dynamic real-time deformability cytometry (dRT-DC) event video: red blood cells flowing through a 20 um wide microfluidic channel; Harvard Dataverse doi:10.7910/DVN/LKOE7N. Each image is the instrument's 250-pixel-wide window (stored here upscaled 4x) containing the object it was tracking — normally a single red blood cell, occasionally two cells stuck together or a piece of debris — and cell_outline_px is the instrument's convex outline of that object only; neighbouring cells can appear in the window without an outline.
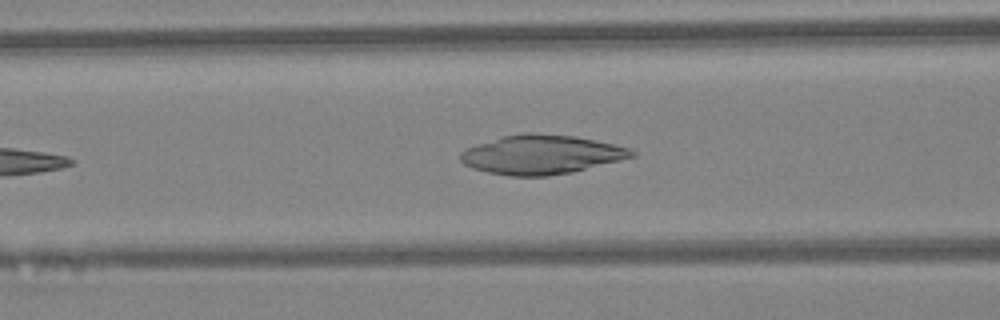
{"species": "Egyptian fruit bat (a non-hibernating species)", "species_latin": "Rousettus aegyptiacus", "temperature_condition": "warm", "stored_images_in_passage": 29, "camera_frame_rate_fps": 3000, "um_per_image_px": 0.085, "animal": {"sex": "female"}, "frame": {"image": 1, "passage_image": 5, "time_ms": 1.333, "image_size_px": [1000, 320], "cell_outline_px": [[636, 156], [572, 172], [548, 176], [508, 176], [488, 172], [472, 168], [464, 164], [460, 160], [460, 152], [476, 144], [504, 136], [524, 132], [536, 132], [576, 136], [632, 148], [636, 152]], "centroid_in_image_um": [46.02, 13.13], "position_along_channel_um": 120.6, "area_um2": 39.19}}
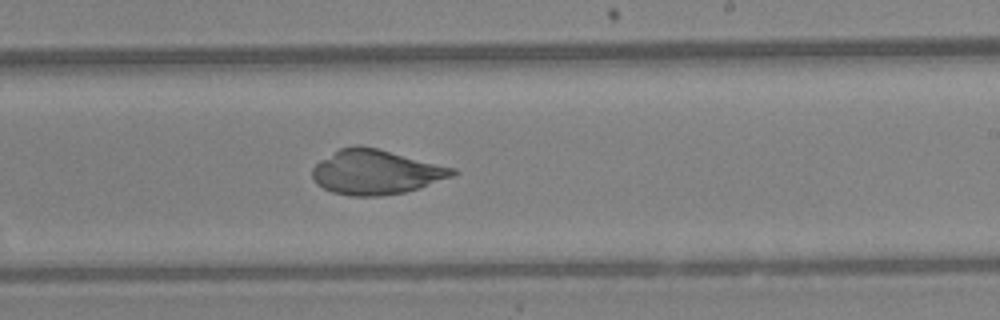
{"frame": {"image": 2, "passage_image": 14, "time_ms": 4.333, "image_size_px": [1000, 320], "cell_outline_px": [[460, 172], [452, 176], [420, 188], [404, 192], [380, 196], [352, 196], [332, 192], [316, 184], [312, 176], [312, 168], [320, 160], [340, 148], [356, 144], [360, 144], [456, 168]], "centroid_in_image_um": [31.95, 14.62], "position_along_channel_um": 257.1, "area_um2": 36.47}}
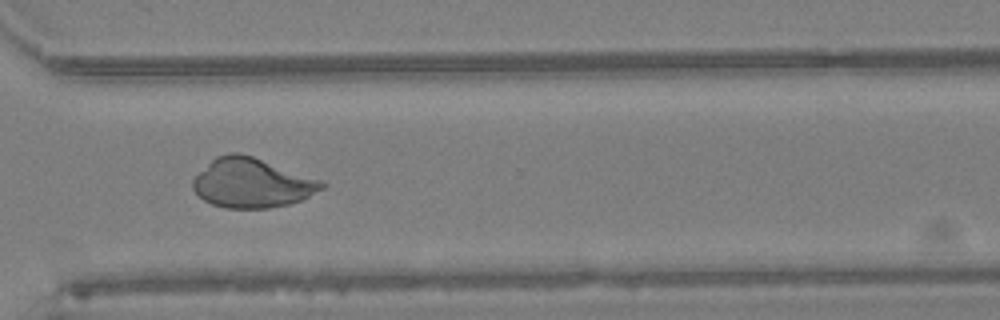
{"frame": {"image": 3, "passage_image": 20, "time_ms": 6.333, "image_size_px": [1000, 320], "cell_outline_px": [[328, 184], [324, 188], [300, 200], [288, 204], [268, 208], [224, 208], [212, 204], [204, 200], [192, 188], [192, 180], [216, 156], [232, 152], [240, 152], [252, 156], [320, 180]], "centroid_in_image_um": [21.4, 15.56], "position_along_channel_um": 349.2, "area_um2": 36.65}}